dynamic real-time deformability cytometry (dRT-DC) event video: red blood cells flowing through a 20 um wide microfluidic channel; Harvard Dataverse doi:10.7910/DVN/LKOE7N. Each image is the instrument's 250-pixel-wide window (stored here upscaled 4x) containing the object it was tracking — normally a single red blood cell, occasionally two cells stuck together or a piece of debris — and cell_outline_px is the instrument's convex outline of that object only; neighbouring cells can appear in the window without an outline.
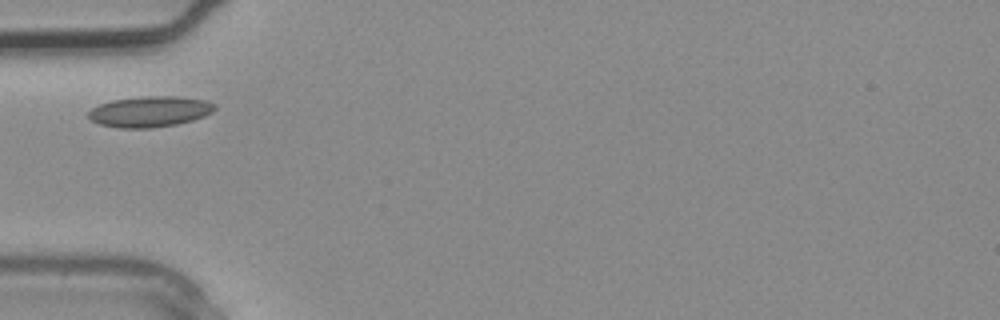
{"species": "common noctule bat (a hibernating species)", "species_latin": "Nyctalus noctula", "temperature_condition": "warm", "stored_images_in_passage": 1, "camera_frame_rate_fps": 3000, "um_per_image_px": 0.085, "animal": {"sex": "male", "body_mass_g": 20.4}, "frame": {"image": 1, "passage_image": 1, "time_ms": 0.0, "image_size_px": [1000, 320], "cell_outline_px": [[216, 108], [212, 112], [204, 116], [192, 120], [176, 124], [152, 128], [120, 128], [100, 124], [92, 120], [88, 116], [88, 112], [92, 108], [100, 104], [112, 100], [144, 96], [176, 96], [204, 100], [216, 104]], "centroid_in_image_um": [12.74, 9.48], "position_along_channel_um": 72.3, "area_um2": 22.54}}